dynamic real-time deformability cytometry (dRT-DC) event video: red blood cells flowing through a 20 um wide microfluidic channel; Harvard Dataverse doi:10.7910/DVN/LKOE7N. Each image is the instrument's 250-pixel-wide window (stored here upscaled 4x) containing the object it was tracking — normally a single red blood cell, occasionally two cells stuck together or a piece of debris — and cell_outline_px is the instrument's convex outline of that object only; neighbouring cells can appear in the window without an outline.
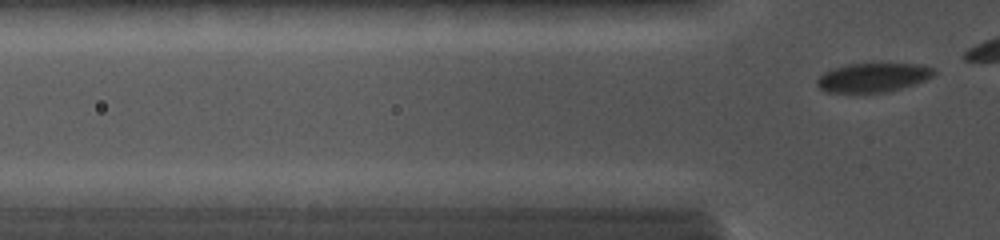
{"species": "common noctule bat (a hibernating species)", "species_latin": "Nyctalus noctula", "temperature_condition": "cold", "stored_images_in_passage": 12, "camera_frame_rate_fps": 5000, "um_per_image_px": 0.085, "animal": {"sex": "female", "body_mass_g": 19.0, "forearm_length_mm": 56.7}, "frame": {"image": 1, "passage_image": 12, "time_ms": 5.8, "image_size_px": [1000, 240], "cell_outline_px": [[936, 72], [932, 76], [924, 80], [888, 92], [824, 92], [816, 84], [816, 80], [824, 72], [832, 68], [844, 64], [924, 64], [936, 68]], "centroid_in_image_um": [74.19, 6.57], "position_along_channel_um": 51.6, "area_um2": 19.77}}